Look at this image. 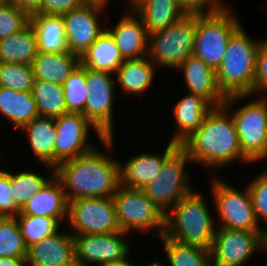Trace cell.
I'll list each match as a JSON object with an SVG mask.
<instances>
[{
	"instance_id": "1",
	"label": "cell",
	"mask_w": 267,
	"mask_h": 266,
	"mask_svg": "<svg viewBox=\"0 0 267 266\" xmlns=\"http://www.w3.org/2000/svg\"><path fill=\"white\" fill-rule=\"evenodd\" d=\"M246 97L249 95L226 97L224 104L213 107L202 126L181 144L192 163L217 168L227 166L234 160L251 162L242 153L235 122L228 112L232 103Z\"/></svg>"
},
{
	"instance_id": "2",
	"label": "cell",
	"mask_w": 267,
	"mask_h": 266,
	"mask_svg": "<svg viewBox=\"0 0 267 266\" xmlns=\"http://www.w3.org/2000/svg\"><path fill=\"white\" fill-rule=\"evenodd\" d=\"M120 163L94 148L55 167L67 200L113 197L120 184Z\"/></svg>"
},
{
	"instance_id": "3",
	"label": "cell",
	"mask_w": 267,
	"mask_h": 266,
	"mask_svg": "<svg viewBox=\"0 0 267 266\" xmlns=\"http://www.w3.org/2000/svg\"><path fill=\"white\" fill-rule=\"evenodd\" d=\"M261 42L251 39L242 25L231 35L221 65L216 70L217 84L225 97L253 95Z\"/></svg>"
},
{
	"instance_id": "4",
	"label": "cell",
	"mask_w": 267,
	"mask_h": 266,
	"mask_svg": "<svg viewBox=\"0 0 267 266\" xmlns=\"http://www.w3.org/2000/svg\"><path fill=\"white\" fill-rule=\"evenodd\" d=\"M173 207L165 214L164 236L210 250L216 227L202 196L193 191Z\"/></svg>"
},
{
	"instance_id": "5",
	"label": "cell",
	"mask_w": 267,
	"mask_h": 266,
	"mask_svg": "<svg viewBox=\"0 0 267 266\" xmlns=\"http://www.w3.org/2000/svg\"><path fill=\"white\" fill-rule=\"evenodd\" d=\"M233 14L225 4L212 12L197 14L193 55L215 72L221 65L231 35L241 26Z\"/></svg>"
},
{
	"instance_id": "6",
	"label": "cell",
	"mask_w": 267,
	"mask_h": 266,
	"mask_svg": "<svg viewBox=\"0 0 267 266\" xmlns=\"http://www.w3.org/2000/svg\"><path fill=\"white\" fill-rule=\"evenodd\" d=\"M197 31V14H187L167 28L149 34V59L163 67L178 68L193 55Z\"/></svg>"
},
{
	"instance_id": "7",
	"label": "cell",
	"mask_w": 267,
	"mask_h": 266,
	"mask_svg": "<svg viewBox=\"0 0 267 266\" xmlns=\"http://www.w3.org/2000/svg\"><path fill=\"white\" fill-rule=\"evenodd\" d=\"M187 162H192L187 151L178 145L163 161L158 175L142 188L144 194L164 214L176 205L183 197L194 190L188 183L185 172Z\"/></svg>"
},
{
	"instance_id": "8",
	"label": "cell",
	"mask_w": 267,
	"mask_h": 266,
	"mask_svg": "<svg viewBox=\"0 0 267 266\" xmlns=\"http://www.w3.org/2000/svg\"><path fill=\"white\" fill-rule=\"evenodd\" d=\"M116 217L121 231L158 230L161 237L165 231V214L144 194L142 189L119 186L113 195ZM157 228V229H156Z\"/></svg>"
},
{
	"instance_id": "9",
	"label": "cell",
	"mask_w": 267,
	"mask_h": 266,
	"mask_svg": "<svg viewBox=\"0 0 267 266\" xmlns=\"http://www.w3.org/2000/svg\"><path fill=\"white\" fill-rule=\"evenodd\" d=\"M90 126L107 148L105 150L111 151L114 136L105 137L82 113L68 112L55 119V167L94 149L88 140Z\"/></svg>"
},
{
	"instance_id": "10",
	"label": "cell",
	"mask_w": 267,
	"mask_h": 266,
	"mask_svg": "<svg viewBox=\"0 0 267 266\" xmlns=\"http://www.w3.org/2000/svg\"><path fill=\"white\" fill-rule=\"evenodd\" d=\"M72 235L104 234L121 231L113 197L79 198L68 201ZM74 233V234H73Z\"/></svg>"
},
{
	"instance_id": "11",
	"label": "cell",
	"mask_w": 267,
	"mask_h": 266,
	"mask_svg": "<svg viewBox=\"0 0 267 266\" xmlns=\"http://www.w3.org/2000/svg\"><path fill=\"white\" fill-rule=\"evenodd\" d=\"M211 184L216 211L222 222L219 228L264 232L256 219L248 187L242 192L216 178Z\"/></svg>"
},
{
	"instance_id": "12",
	"label": "cell",
	"mask_w": 267,
	"mask_h": 266,
	"mask_svg": "<svg viewBox=\"0 0 267 266\" xmlns=\"http://www.w3.org/2000/svg\"><path fill=\"white\" fill-rule=\"evenodd\" d=\"M88 96L85 117L105 136H114L113 102L115 81L110 73L85 68Z\"/></svg>"
},
{
	"instance_id": "13",
	"label": "cell",
	"mask_w": 267,
	"mask_h": 266,
	"mask_svg": "<svg viewBox=\"0 0 267 266\" xmlns=\"http://www.w3.org/2000/svg\"><path fill=\"white\" fill-rule=\"evenodd\" d=\"M262 233L218 228L210 248L212 266H243L256 251L262 249Z\"/></svg>"
},
{
	"instance_id": "14",
	"label": "cell",
	"mask_w": 267,
	"mask_h": 266,
	"mask_svg": "<svg viewBox=\"0 0 267 266\" xmlns=\"http://www.w3.org/2000/svg\"><path fill=\"white\" fill-rule=\"evenodd\" d=\"M262 96V97H261ZM267 97L245 103L231 115L242 153L253 162L264 149L267 133Z\"/></svg>"
},
{
	"instance_id": "15",
	"label": "cell",
	"mask_w": 267,
	"mask_h": 266,
	"mask_svg": "<svg viewBox=\"0 0 267 266\" xmlns=\"http://www.w3.org/2000/svg\"><path fill=\"white\" fill-rule=\"evenodd\" d=\"M127 234L118 231L73 236L77 266H91L95 263L101 265L127 257L130 254V244L123 239Z\"/></svg>"
},
{
	"instance_id": "16",
	"label": "cell",
	"mask_w": 267,
	"mask_h": 266,
	"mask_svg": "<svg viewBox=\"0 0 267 266\" xmlns=\"http://www.w3.org/2000/svg\"><path fill=\"white\" fill-rule=\"evenodd\" d=\"M106 7L85 3L62 16L65 37L70 53L82 56L95 40L106 30L100 27L98 14Z\"/></svg>"
},
{
	"instance_id": "17",
	"label": "cell",
	"mask_w": 267,
	"mask_h": 266,
	"mask_svg": "<svg viewBox=\"0 0 267 266\" xmlns=\"http://www.w3.org/2000/svg\"><path fill=\"white\" fill-rule=\"evenodd\" d=\"M29 266H77L74 237L71 232L48 236L27 248Z\"/></svg>"
},
{
	"instance_id": "18",
	"label": "cell",
	"mask_w": 267,
	"mask_h": 266,
	"mask_svg": "<svg viewBox=\"0 0 267 266\" xmlns=\"http://www.w3.org/2000/svg\"><path fill=\"white\" fill-rule=\"evenodd\" d=\"M177 69L184 74L189 93L202 96L213 107L224 104L226 97L217 84L216 72L200 58L191 55Z\"/></svg>"
},
{
	"instance_id": "19",
	"label": "cell",
	"mask_w": 267,
	"mask_h": 266,
	"mask_svg": "<svg viewBox=\"0 0 267 266\" xmlns=\"http://www.w3.org/2000/svg\"><path fill=\"white\" fill-rule=\"evenodd\" d=\"M127 14L121 17L116 26L105 28L116 43L124 60L139 59L147 56L148 33L141 18ZM135 16H137L135 18Z\"/></svg>"
},
{
	"instance_id": "20",
	"label": "cell",
	"mask_w": 267,
	"mask_h": 266,
	"mask_svg": "<svg viewBox=\"0 0 267 266\" xmlns=\"http://www.w3.org/2000/svg\"><path fill=\"white\" fill-rule=\"evenodd\" d=\"M152 34L178 22L187 15L175 0H125Z\"/></svg>"
},
{
	"instance_id": "21",
	"label": "cell",
	"mask_w": 267,
	"mask_h": 266,
	"mask_svg": "<svg viewBox=\"0 0 267 266\" xmlns=\"http://www.w3.org/2000/svg\"><path fill=\"white\" fill-rule=\"evenodd\" d=\"M178 146L169 142L163 155L140 153L120 164V184L127 188L142 189L158 175L164 159Z\"/></svg>"
},
{
	"instance_id": "22",
	"label": "cell",
	"mask_w": 267,
	"mask_h": 266,
	"mask_svg": "<svg viewBox=\"0 0 267 266\" xmlns=\"http://www.w3.org/2000/svg\"><path fill=\"white\" fill-rule=\"evenodd\" d=\"M52 177L43 189L28 200L18 215L48 216L58 222L67 219L68 200L65 191L55 175Z\"/></svg>"
},
{
	"instance_id": "23",
	"label": "cell",
	"mask_w": 267,
	"mask_h": 266,
	"mask_svg": "<svg viewBox=\"0 0 267 266\" xmlns=\"http://www.w3.org/2000/svg\"><path fill=\"white\" fill-rule=\"evenodd\" d=\"M213 106L202 96L188 94L178 101L173 110V115L177 123V132L171 142L181 145L196 130H198Z\"/></svg>"
},
{
	"instance_id": "24",
	"label": "cell",
	"mask_w": 267,
	"mask_h": 266,
	"mask_svg": "<svg viewBox=\"0 0 267 266\" xmlns=\"http://www.w3.org/2000/svg\"><path fill=\"white\" fill-rule=\"evenodd\" d=\"M21 129L26 131L34 155L55 174V119L37 116Z\"/></svg>"
},
{
	"instance_id": "25",
	"label": "cell",
	"mask_w": 267,
	"mask_h": 266,
	"mask_svg": "<svg viewBox=\"0 0 267 266\" xmlns=\"http://www.w3.org/2000/svg\"><path fill=\"white\" fill-rule=\"evenodd\" d=\"M29 23L36 34L38 52H69L61 15L34 13L30 15Z\"/></svg>"
},
{
	"instance_id": "26",
	"label": "cell",
	"mask_w": 267,
	"mask_h": 266,
	"mask_svg": "<svg viewBox=\"0 0 267 266\" xmlns=\"http://www.w3.org/2000/svg\"><path fill=\"white\" fill-rule=\"evenodd\" d=\"M80 56L70 52L41 53L34 58L32 67L36 80L63 85L80 65Z\"/></svg>"
},
{
	"instance_id": "27",
	"label": "cell",
	"mask_w": 267,
	"mask_h": 266,
	"mask_svg": "<svg viewBox=\"0 0 267 266\" xmlns=\"http://www.w3.org/2000/svg\"><path fill=\"white\" fill-rule=\"evenodd\" d=\"M123 61L119 48L107 30L80 57L83 67L110 74L116 73Z\"/></svg>"
},
{
	"instance_id": "28",
	"label": "cell",
	"mask_w": 267,
	"mask_h": 266,
	"mask_svg": "<svg viewBox=\"0 0 267 266\" xmlns=\"http://www.w3.org/2000/svg\"><path fill=\"white\" fill-rule=\"evenodd\" d=\"M37 53V38L30 23L21 31L0 39V63H21L32 66Z\"/></svg>"
},
{
	"instance_id": "29",
	"label": "cell",
	"mask_w": 267,
	"mask_h": 266,
	"mask_svg": "<svg viewBox=\"0 0 267 266\" xmlns=\"http://www.w3.org/2000/svg\"><path fill=\"white\" fill-rule=\"evenodd\" d=\"M0 114L9 119L14 128H22L39 116L32 92L0 87Z\"/></svg>"
},
{
	"instance_id": "30",
	"label": "cell",
	"mask_w": 267,
	"mask_h": 266,
	"mask_svg": "<svg viewBox=\"0 0 267 266\" xmlns=\"http://www.w3.org/2000/svg\"><path fill=\"white\" fill-rule=\"evenodd\" d=\"M116 73L121 90L129 94H139L150 87L155 75V64L148 56L124 60Z\"/></svg>"
},
{
	"instance_id": "31",
	"label": "cell",
	"mask_w": 267,
	"mask_h": 266,
	"mask_svg": "<svg viewBox=\"0 0 267 266\" xmlns=\"http://www.w3.org/2000/svg\"><path fill=\"white\" fill-rule=\"evenodd\" d=\"M32 94L39 116L56 119L68 113L63 85L35 79Z\"/></svg>"
},
{
	"instance_id": "32",
	"label": "cell",
	"mask_w": 267,
	"mask_h": 266,
	"mask_svg": "<svg viewBox=\"0 0 267 266\" xmlns=\"http://www.w3.org/2000/svg\"><path fill=\"white\" fill-rule=\"evenodd\" d=\"M169 266H212L210 250L178 243L162 235Z\"/></svg>"
},
{
	"instance_id": "33",
	"label": "cell",
	"mask_w": 267,
	"mask_h": 266,
	"mask_svg": "<svg viewBox=\"0 0 267 266\" xmlns=\"http://www.w3.org/2000/svg\"><path fill=\"white\" fill-rule=\"evenodd\" d=\"M51 179L31 171L10 172V193L16 206L21 210Z\"/></svg>"
},
{
	"instance_id": "34",
	"label": "cell",
	"mask_w": 267,
	"mask_h": 266,
	"mask_svg": "<svg viewBox=\"0 0 267 266\" xmlns=\"http://www.w3.org/2000/svg\"><path fill=\"white\" fill-rule=\"evenodd\" d=\"M16 217L27 248L60 230L59 222L55 218L31 215Z\"/></svg>"
},
{
	"instance_id": "35",
	"label": "cell",
	"mask_w": 267,
	"mask_h": 266,
	"mask_svg": "<svg viewBox=\"0 0 267 266\" xmlns=\"http://www.w3.org/2000/svg\"><path fill=\"white\" fill-rule=\"evenodd\" d=\"M26 256L27 246L18 226L17 217H4L0 221V258Z\"/></svg>"
},
{
	"instance_id": "36",
	"label": "cell",
	"mask_w": 267,
	"mask_h": 266,
	"mask_svg": "<svg viewBox=\"0 0 267 266\" xmlns=\"http://www.w3.org/2000/svg\"><path fill=\"white\" fill-rule=\"evenodd\" d=\"M34 82L32 66L21 63H0V87L32 92Z\"/></svg>"
},
{
	"instance_id": "37",
	"label": "cell",
	"mask_w": 267,
	"mask_h": 266,
	"mask_svg": "<svg viewBox=\"0 0 267 266\" xmlns=\"http://www.w3.org/2000/svg\"><path fill=\"white\" fill-rule=\"evenodd\" d=\"M66 108L68 112L84 115L88 89L85 80V67L81 64L63 83Z\"/></svg>"
},
{
	"instance_id": "38",
	"label": "cell",
	"mask_w": 267,
	"mask_h": 266,
	"mask_svg": "<svg viewBox=\"0 0 267 266\" xmlns=\"http://www.w3.org/2000/svg\"><path fill=\"white\" fill-rule=\"evenodd\" d=\"M29 21L30 16L10 0L0 4V39L21 31Z\"/></svg>"
},
{
	"instance_id": "39",
	"label": "cell",
	"mask_w": 267,
	"mask_h": 266,
	"mask_svg": "<svg viewBox=\"0 0 267 266\" xmlns=\"http://www.w3.org/2000/svg\"><path fill=\"white\" fill-rule=\"evenodd\" d=\"M256 219L267 222V169L248 184Z\"/></svg>"
},
{
	"instance_id": "40",
	"label": "cell",
	"mask_w": 267,
	"mask_h": 266,
	"mask_svg": "<svg viewBox=\"0 0 267 266\" xmlns=\"http://www.w3.org/2000/svg\"><path fill=\"white\" fill-rule=\"evenodd\" d=\"M267 92V39L262 40L256 58L253 95Z\"/></svg>"
},
{
	"instance_id": "41",
	"label": "cell",
	"mask_w": 267,
	"mask_h": 266,
	"mask_svg": "<svg viewBox=\"0 0 267 266\" xmlns=\"http://www.w3.org/2000/svg\"><path fill=\"white\" fill-rule=\"evenodd\" d=\"M0 213L4 216H17L20 209L16 206L10 193V172L0 171Z\"/></svg>"
},
{
	"instance_id": "42",
	"label": "cell",
	"mask_w": 267,
	"mask_h": 266,
	"mask_svg": "<svg viewBox=\"0 0 267 266\" xmlns=\"http://www.w3.org/2000/svg\"><path fill=\"white\" fill-rule=\"evenodd\" d=\"M86 2L84 0H42L40 13L48 15H63L79 8Z\"/></svg>"
},
{
	"instance_id": "43",
	"label": "cell",
	"mask_w": 267,
	"mask_h": 266,
	"mask_svg": "<svg viewBox=\"0 0 267 266\" xmlns=\"http://www.w3.org/2000/svg\"><path fill=\"white\" fill-rule=\"evenodd\" d=\"M186 14H205L218 9L222 0H175Z\"/></svg>"
},
{
	"instance_id": "44",
	"label": "cell",
	"mask_w": 267,
	"mask_h": 266,
	"mask_svg": "<svg viewBox=\"0 0 267 266\" xmlns=\"http://www.w3.org/2000/svg\"><path fill=\"white\" fill-rule=\"evenodd\" d=\"M14 5L22 9L29 16L40 13L42 0H10Z\"/></svg>"
},
{
	"instance_id": "45",
	"label": "cell",
	"mask_w": 267,
	"mask_h": 266,
	"mask_svg": "<svg viewBox=\"0 0 267 266\" xmlns=\"http://www.w3.org/2000/svg\"><path fill=\"white\" fill-rule=\"evenodd\" d=\"M26 257H2L0 266H27Z\"/></svg>"
},
{
	"instance_id": "46",
	"label": "cell",
	"mask_w": 267,
	"mask_h": 266,
	"mask_svg": "<svg viewBox=\"0 0 267 266\" xmlns=\"http://www.w3.org/2000/svg\"><path fill=\"white\" fill-rule=\"evenodd\" d=\"M99 266H135V265L131 264V262H129L127 260V257H125V258H122V259H119V260H115V261H111V262H107V263L101 264Z\"/></svg>"
},
{
	"instance_id": "47",
	"label": "cell",
	"mask_w": 267,
	"mask_h": 266,
	"mask_svg": "<svg viewBox=\"0 0 267 266\" xmlns=\"http://www.w3.org/2000/svg\"><path fill=\"white\" fill-rule=\"evenodd\" d=\"M265 157H267V133H266V141H265L263 152L254 161H257V160L260 161V159H264Z\"/></svg>"
},
{
	"instance_id": "48",
	"label": "cell",
	"mask_w": 267,
	"mask_h": 266,
	"mask_svg": "<svg viewBox=\"0 0 267 266\" xmlns=\"http://www.w3.org/2000/svg\"><path fill=\"white\" fill-rule=\"evenodd\" d=\"M262 248L267 252V229L264 228V232L262 233Z\"/></svg>"
},
{
	"instance_id": "49",
	"label": "cell",
	"mask_w": 267,
	"mask_h": 266,
	"mask_svg": "<svg viewBox=\"0 0 267 266\" xmlns=\"http://www.w3.org/2000/svg\"><path fill=\"white\" fill-rule=\"evenodd\" d=\"M84 1L86 3H94L107 7L106 4H108L109 0H84Z\"/></svg>"
},
{
	"instance_id": "50",
	"label": "cell",
	"mask_w": 267,
	"mask_h": 266,
	"mask_svg": "<svg viewBox=\"0 0 267 266\" xmlns=\"http://www.w3.org/2000/svg\"><path fill=\"white\" fill-rule=\"evenodd\" d=\"M146 266H166V265H164L162 262H151L150 264H147Z\"/></svg>"
},
{
	"instance_id": "51",
	"label": "cell",
	"mask_w": 267,
	"mask_h": 266,
	"mask_svg": "<svg viewBox=\"0 0 267 266\" xmlns=\"http://www.w3.org/2000/svg\"><path fill=\"white\" fill-rule=\"evenodd\" d=\"M7 1H9V0H0V4H3L5 2H7Z\"/></svg>"
},
{
	"instance_id": "52",
	"label": "cell",
	"mask_w": 267,
	"mask_h": 266,
	"mask_svg": "<svg viewBox=\"0 0 267 266\" xmlns=\"http://www.w3.org/2000/svg\"><path fill=\"white\" fill-rule=\"evenodd\" d=\"M4 218V216L0 213V221Z\"/></svg>"
}]
</instances>
